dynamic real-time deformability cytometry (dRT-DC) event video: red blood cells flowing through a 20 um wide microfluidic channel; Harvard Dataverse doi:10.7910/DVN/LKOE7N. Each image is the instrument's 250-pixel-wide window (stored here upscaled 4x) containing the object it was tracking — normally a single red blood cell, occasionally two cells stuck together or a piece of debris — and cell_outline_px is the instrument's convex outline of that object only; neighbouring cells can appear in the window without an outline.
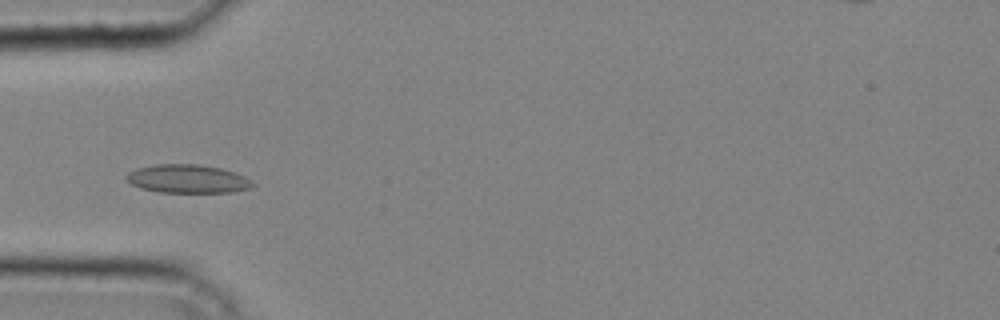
{"species": "common noctule bat (a hibernating species)", "species_latin": "Nyctalus noctula", "temperature_condition": "cold", "stored_images_in_passage": 37, "camera_frame_rate_fps": 3000, "um_per_image_px": 0.085, "animal": {"sex": "male", "body_mass_g": 20.4}, "frame": {"image": 1, "passage_image": 10, "time_ms": 3.0, "image_size_px": [1000, 320], "cell_outline_px": [[256, 184], [252, 188], [232, 192], [160, 192], [140, 188], [132, 184], [124, 176], [128, 172], [136, 168], [156, 164], [196, 164], [220, 168], [236, 172], [252, 180]], "centroid_in_image_um": [15.97, 15.2], "position_along_channel_um": 69.0, "area_um2": 21.04}}
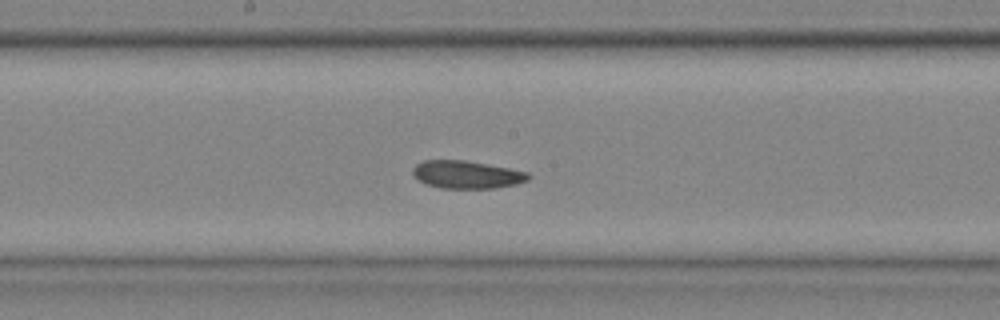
{"frame": {"image": 2, "passage_image": 19, "time_ms": 6.0, "image_size_px": [1000, 320], "cell_outline_px": [[532, 176], [528, 180], [516, 184], [496, 188], [440, 188], [428, 184], [412, 176], [412, 168], [416, 164], [424, 160], [464, 160], [488, 164], [528, 172]], "centroid_in_image_um": [39.67, 14.83], "position_along_channel_um": 208.5, "area_um2": 18.73}}
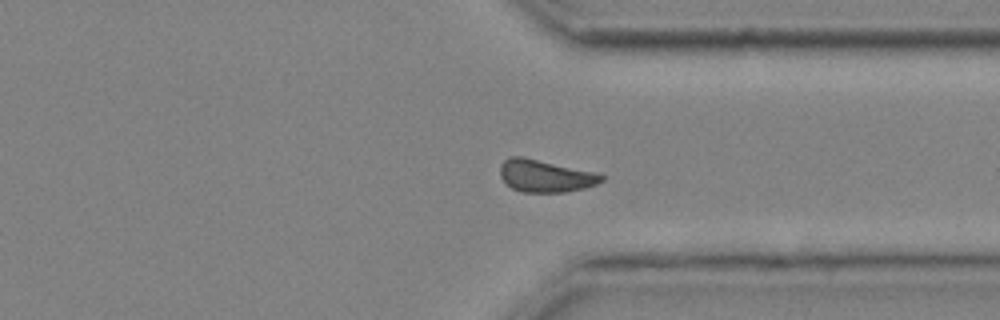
{"frame": {"image": 3, "passage_image": 29, "time_ms": 9.333, "image_size_px": [1000, 320], "cell_outline_px": [[604, 180], [596, 184], [584, 188], [564, 192], [520, 192], [512, 188], [500, 176], [500, 164], [508, 156], [520, 156], [596, 172], [604, 176]], "centroid_in_image_um": [46.34, 14.95], "position_along_channel_um": 365.1, "area_um2": 19.02}}